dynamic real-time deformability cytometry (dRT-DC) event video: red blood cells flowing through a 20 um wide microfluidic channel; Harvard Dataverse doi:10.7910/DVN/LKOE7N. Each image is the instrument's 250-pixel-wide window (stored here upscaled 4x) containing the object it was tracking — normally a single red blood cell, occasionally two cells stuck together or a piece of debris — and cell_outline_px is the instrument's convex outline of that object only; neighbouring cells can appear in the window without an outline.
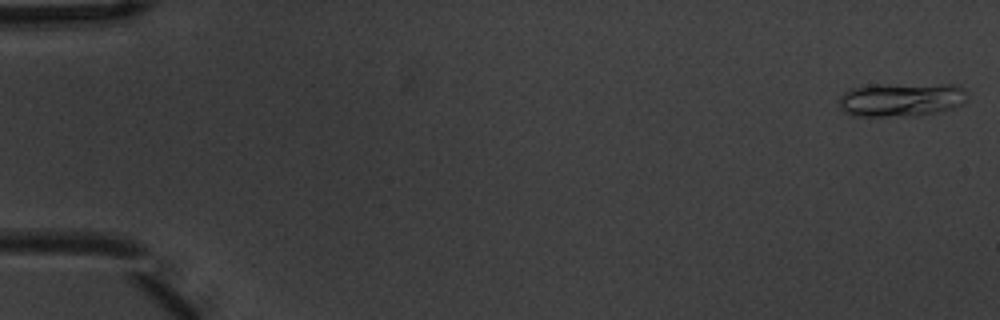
{"species": "common noctule bat (a hibernating species)", "species_latin": "Nyctalus noctula", "temperature_condition": "warm", "stored_images_in_passage": 5, "camera_frame_rate_fps": 3000, "um_per_image_px": 0.085, "animal": {"sex": "male", "body_mass_g": 20.1, "forearm_length_mm": 53.5}, "frame": {"image": 1, "passage_image": 1, "time_ms": 0.0, "image_size_px": [1000, 320], "cell_outline_px": [[968, 100], [952, 108], [936, 112], [916, 116], [852, 116], [844, 112], [840, 108], [840, 96], [844, 92], [852, 88], [872, 84], [960, 84], [964, 88]], "centroid_in_image_um": [76.61, 8.45], "position_along_channel_um": 8.4, "area_um2": 25.66}}